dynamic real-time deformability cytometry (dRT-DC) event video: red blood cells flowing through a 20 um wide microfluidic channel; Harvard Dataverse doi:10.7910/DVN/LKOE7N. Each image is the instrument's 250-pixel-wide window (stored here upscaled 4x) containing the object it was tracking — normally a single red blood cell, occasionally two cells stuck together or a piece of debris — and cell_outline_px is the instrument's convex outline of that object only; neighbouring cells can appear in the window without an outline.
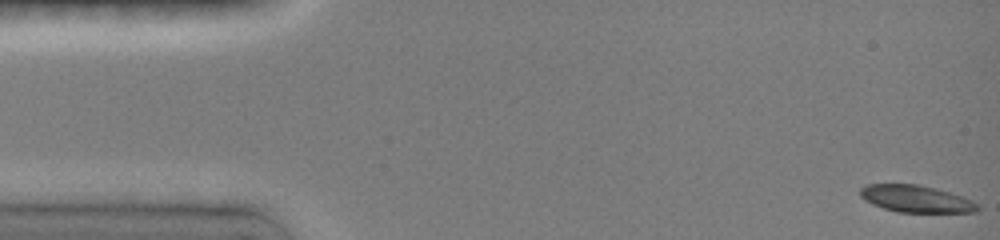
{"species": "common noctule bat (a hibernating species)", "species_latin": "Nyctalus noctula", "temperature_condition": "room temperature", "stored_images_in_passage": 25, "camera_frame_rate_fps": 3000, "um_per_image_px": 0.085, "animal": {"sex": "female", "body_mass_g": 19.0, "forearm_length_mm": 51.5}, "frame": {"image": 1, "passage_image": 1, "time_ms": 0.0, "image_size_px": [1000, 240], "cell_outline_px": [[980, 208], [976, 212], [896, 212], [872, 204], [864, 200], [860, 196], [860, 188], [868, 184], [916, 184], [936, 188], [972, 200], [980, 204]], "centroid_in_image_um": [77.86, 16.9], "position_along_channel_um": 7.1, "area_um2": 18.5}}
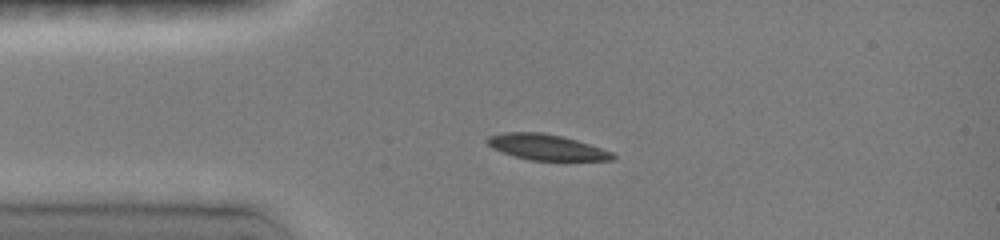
{"frame": {"image": 2, "passage_image": 14, "time_ms": 3.333, "image_size_px": [1000, 240], "cell_outline_px": [[616, 156], [612, 160], [528, 160], [492, 148], [484, 140], [488, 136], [504, 132], [540, 132], [560, 136], [576, 140], [612, 152]], "centroid_in_image_um": [46.41, 12.5], "position_along_channel_um": 38.6, "area_um2": 18.5}}
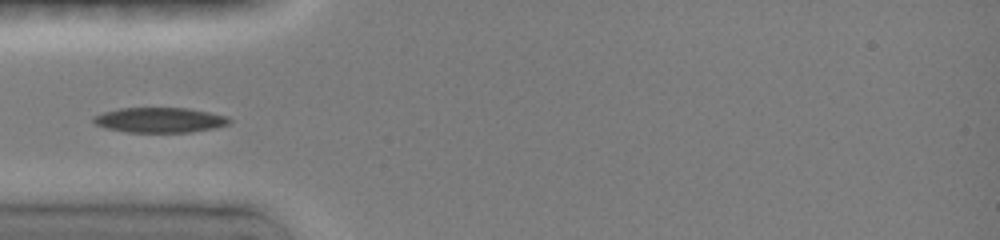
{"frame": {"image": 3, "passage_image": 20, "time_ms": 4.667, "image_size_px": [1000, 240], "cell_outline_px": [[232, 120], [228, 124], [216, 128], [192, 132], [128, 132], [108, 128], [96, 124], [92, 120], [92, 116], [104, 112], [120, 108], [188, 108], [228, 116]], "centroid_in_image_um": [13.61, 10.2], "position_along_channel_um": 71.4, "area_um2": 19.83}}